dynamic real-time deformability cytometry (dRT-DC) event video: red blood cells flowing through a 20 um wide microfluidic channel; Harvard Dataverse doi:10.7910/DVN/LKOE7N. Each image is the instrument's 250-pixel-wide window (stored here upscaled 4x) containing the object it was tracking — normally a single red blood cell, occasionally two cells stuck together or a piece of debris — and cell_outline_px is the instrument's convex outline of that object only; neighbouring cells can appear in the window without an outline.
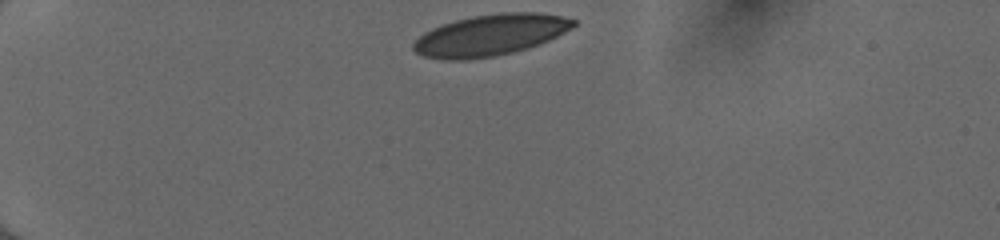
{"species": "human", "species_latin": "Homo sapiens", "temperature_condition": "cold", "stored_images_in_passage": 35, "camera_frame_rate_fps": 3000, "um_per_image_px": 0.085, "donor": {"sex": "female"}, "frame": {"image": 1, "passage_image": 1, "time_ms": 0.0, "image_size_px": [1000, 240], "cell_outline_px": [[576, 24], [572, 28], [540, 44], [528, 48], [512, 52], [492, 56], [468, 60], [444, 60], [424, 56], [416, 52], [412, 48], [412, 44], [424, 32], [432, 28], [456, 20], [472, 16], [500, 12], [536, 12], [560, 16], [576, 20]], "centroid_in_image_um": [41.66, 2.98], "position_along_channel_um": 43.3, "area_um2": 38.32}}
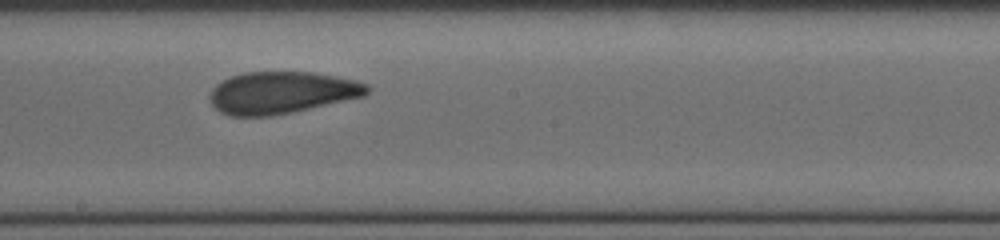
{"frame": {"image": 2, "passage_image": 19, "time_ms": 6.0, "image_size_px": [1000, 240], "cell_outline_px": [[372, 88], [364, 96], [292, 112], [268, 116], [232, 116], [220, 112], [208, 100], [208, 96], [212, 88], [216, 84], [232, 76], [244, 72], [312, 72], [336, 76], [356, 80], [368, 84]], "centroid_in_image_um": [23.93, 7.87], "position_along_channel_um": 224.3, "area_um2": 38.55}}
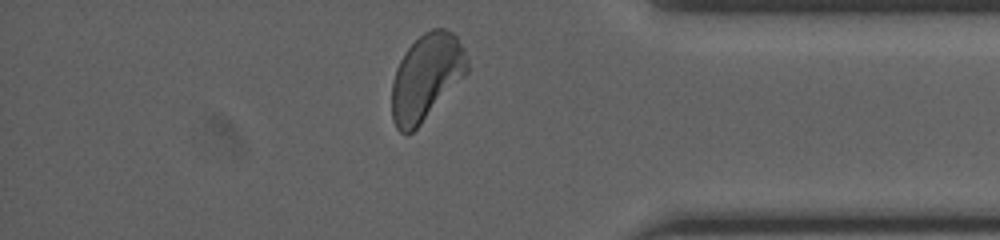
{"frame": {"image": 3, "passage_image": 33, "time_ms": 10.667, "image_size_px": [1000, 240], "cell_outline_px": [[468, 72], [420, 124], [412, 132], [400, 132], [396, 128], [392, 120], [392, 80], [396, 68], [404, 52], [424, 32], [432, 28], [444, 28], [452, 32], [456, 36], [464, 48], [468, 60]], "centroid_in_image_um": [36.23, 6.53], "position_along_channel_um": 399.0, "area_um2": 37.63}, "authors_computed_cell_mechanics": {"area_um2": 38.6104, "velocity_mm_per_s": 4.0213, "shape_relaxation_time_tau1_ms": 8.287, "shape_relaxation_time_tau2_ms": 1.4486, "deformation_change_tau1": 0.2017, "deformation_change_tau2": 0.0833}}